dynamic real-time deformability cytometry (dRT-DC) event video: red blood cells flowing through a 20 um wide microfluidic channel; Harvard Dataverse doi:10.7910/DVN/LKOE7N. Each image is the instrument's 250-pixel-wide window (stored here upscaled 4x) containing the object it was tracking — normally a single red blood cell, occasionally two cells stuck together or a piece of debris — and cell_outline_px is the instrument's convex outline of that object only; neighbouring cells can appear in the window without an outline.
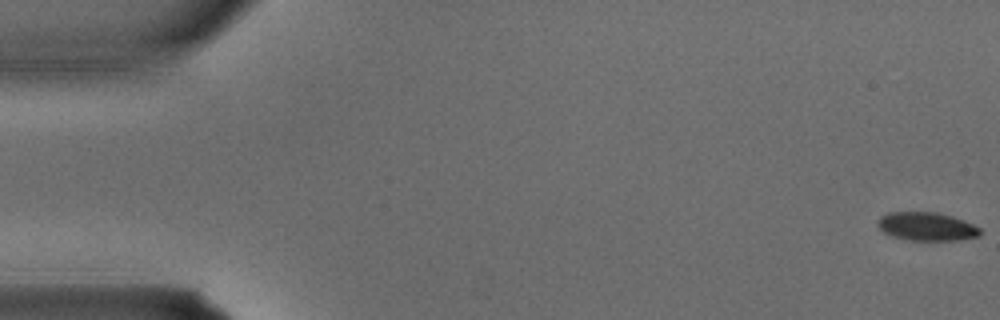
{"species": "common noctule bat (a hibernating species)", "species_latin": "Nyctalus noctula", "temperature_condition": "warm", "stored_images_in_passage": 5, "segment_of_instrument_passage": [1, 2], "camera_frame_rate_fps": 3000, "um_per_image_px": 0.085, "animal": {"sex": "male", "body_mass_g": 15.6}, "frame": {"image": 1, "passage_image": 1, "time_ms": 0.0, "image_size_px": [1000, 320], "cell_outline_px": [[980, 236], [956, 240], [908, 240], [892, 236], [884, 232], [876, 224], [876, 220], [880, 216], [888, 212], [936, 212], [952, 216], [964, 220], [980, 228]], "centroid_in_image_um": [78.73, 19.24], "position_along_channel_um": 6.3, "area_um2": 16.99}}
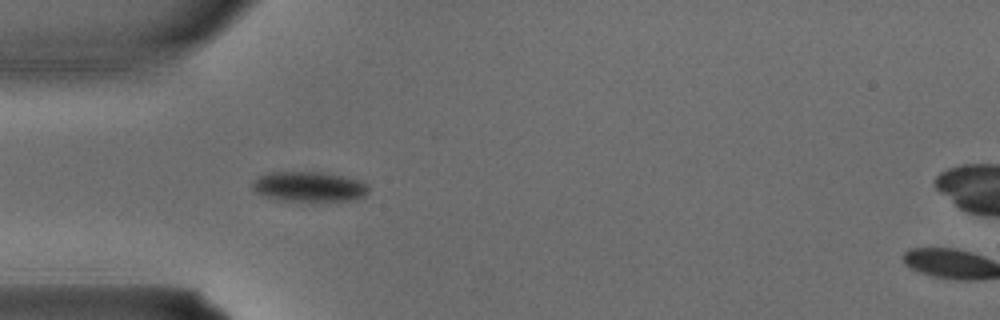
{"frame": {"image": 2, "passage_image": 4, "time_ms": 1.0, "image_size_px": [1000, 320], "cell_outline_px": [[368, 192], [364, 196], [344, 200], [276, 200], [256, 192], [252, 188], [252, 180], [268, 172], [324, 172], [344, 176], [360, 180], [368, 184]], "centroid_in_image_um": [26.25, 15.84], "position_along_channel_um": 58.8, "area_um2": 20.11}}